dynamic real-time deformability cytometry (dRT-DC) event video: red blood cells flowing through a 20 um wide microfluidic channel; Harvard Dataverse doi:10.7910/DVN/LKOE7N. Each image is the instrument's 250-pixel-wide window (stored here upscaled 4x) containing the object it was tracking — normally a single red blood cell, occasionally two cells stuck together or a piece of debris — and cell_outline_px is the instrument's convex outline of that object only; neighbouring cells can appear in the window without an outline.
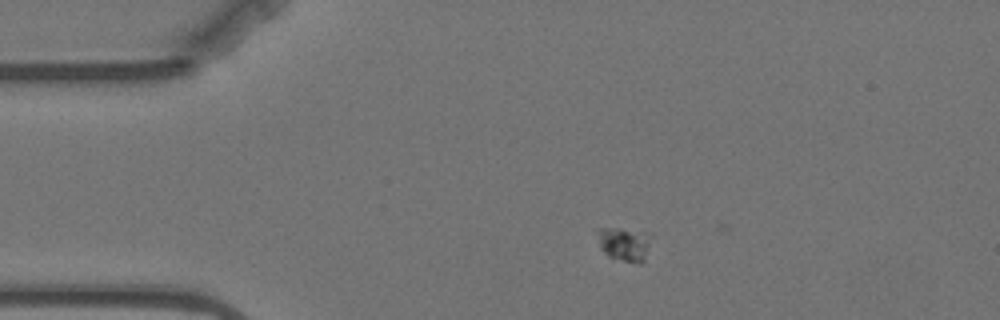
{"species": "Egyptian fruit bat (a non-hibernating species)", "species_latin": "Rousettus aegyptiacus", "temperature_condition": "warm", "stored_images_in_passage": 14, "camera_frame_rate_fps": 3000, "um_per_image_px": 0.085, "animal": {"sex": "female"}, "frame": {"image": 1, "passage_image": 8, "time_ms": 2.333, "image_size_px": [1000, 320], "cell_outline_px": [[652, 236], [644, 260], [640, 264], [608, 256], [600, 248], [600, 228], [620, 228], [652, 232]], "centroid_in_image_um": [53.15, 20.72], "position_along_channel_um": 31.8, "area_um2": 10.46}}